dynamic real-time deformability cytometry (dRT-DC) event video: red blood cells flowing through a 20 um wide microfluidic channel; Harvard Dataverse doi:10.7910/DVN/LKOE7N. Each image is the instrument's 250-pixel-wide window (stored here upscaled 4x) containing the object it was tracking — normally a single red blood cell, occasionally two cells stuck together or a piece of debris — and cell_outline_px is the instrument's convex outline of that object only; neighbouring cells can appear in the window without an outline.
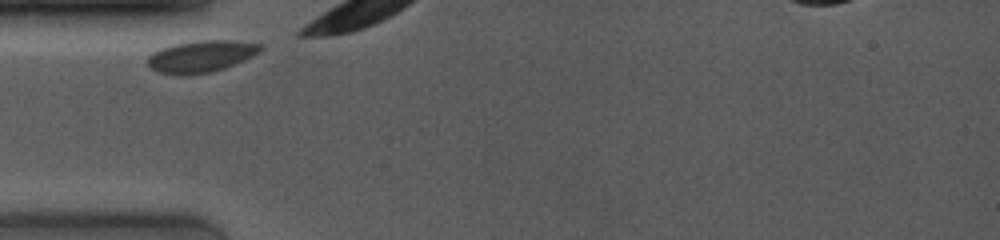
{"species": "common noctule bat (a hibernating species)", "species_latin": "Nyctalus noctula", "temperature_condition": "room temperature", "stored_images_in_passage": 9, "camera_frame_rate_fps": 4000, "um_per_image_px": 0.085, "animal": {"sex": "female", "body_mass_g": 19.0, "forearm_length_mm": 53.3}, "frame": {"image": 1, "passage_image": 1, "time_ms": 0.0, "image_size_px": [1000, 240], "cell_outline_px": [[264, 48], [260, 52], [244, 60], [224, 68], [212, 72], [184, 76], [180, 76], [156, 72], [148, 64], [148, 56], [152, 52], [160, 48], [172, 44], [196, 40], [224, 40], [264, 44]], "centroid_in_image_um": [17.07, 4.79], "position_along_channel_um": 67.9, "area_um2": 21.21}}